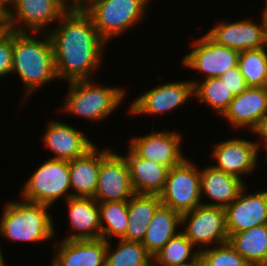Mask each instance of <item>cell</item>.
<instances>
[{
    "mask_svg": "<svg viewBox=\"0 0 267 266\" xmlns=\"http://www.w3.org/2000/svg\"><path fill=\"white\" fill-rule=\"evenodd\" d=\"M6 13L5 3L0 0V18Z\"/></svg>",
    "mask_w": 267,
    "mask_h": 266,
    "instance_id": "cell-40",
    "label": "cell"
},
{
    "mask_svg": "<svg viewBox=\"0 0 267 266\" xmlns=\"http://www.w3.org/2000/svg\"><path fill=\"white\" fill-rule=\"evenodd\" d=\"M190 81L193 84V97L222 116L234 98L226 83L220 77L204 78L202 81L193 78Z\"/></svg>",
    "mask_w": 267,
    "mask_h": 266,
    "instance_id": "cell-27",
    "label": "cell"
},
{
    "mask_svg": "<svg viewBox=\"0 0 267 266\" xmlns=\"http://www.w3.org/2000/svg\"><path fill=\"white\" fill-rule=\"evenodd\" d=\"M0 219V237L11 242H35L54 239L56 229L50 206L21 201H7Z\"/></svg>",
    "mask_w": 267,
    "mask_h": 266,
    "instance_id": "cell-3",
    "label": "cell"
},
{
    "mask_svg": "<svg viewBox=\"0 0 267 266\" xmlns=\"http://www.w3.org/2000/svg\"><path fill=\"white\" fill-rule=\"evenodd\" d=\"M48 34L58 80L68 83L94 79L108 43L97 33L92 18L83 8L69 9Z\"/></svg>",
    "mask_w": 267,
    "mask_h": 266,
    "instance_id": "cell-1",
    "label": "cell"
},
{
    "mask_svg": "<svg viewBox=\"0 0 267 266\" xmlns=\"http://www.w3.org/2000/svg\"><path fill=\"white\" fill-rule=\"evenodd\" d=\"M267 114V87H247L235 95L222 115L232 128L252 132Z\"/></svg>",
    "mask_w": 267,
    "mask_h": 266,
    "instance_id": "cell-17",
    "label": "cell"
},
{
    "mask_svg": "<svg viewBox=\"0 0 267 266\" xmlns=\"http://www.w3.org/2000/svg\"><path fill=\"white\" fill-rule=\"evenodd\" d=\"M255 134L256 136L258 135L259 141H255L256 144L258 145L259 151L262 149H265L267 153V114L263 116V118L259 121L258 125L256 128L252 131V135ZM262 140H261V139Z\"/></svg>",
    "mask_w": 267,
    "mask_h": 266,
    "instance_id": "cell-35",
    "label": "cell"
},
{
    "mask_svg": "<svg viewBox=\"0 0 267 266\" xmlns=\"http://www.w3.org/2000/svg\"><path fill=\"white\" fill-rule=\"evenodd\" d=\"M117 241L115 248L107 242L105 266H153V257L140 242Z\"/></svg>",
    "mask_w": 267,
    "mask_h": 266,
    "instance_id": "cell-29",
    "label": "cell"
},
{
    "mask_svg": "<svg viewBox=\"0 0 267 266\" xmlns=\"http://www.w3.org/2000/svg\"><path fill=\"white\" fill-rule=\"evenodd\" d=\"M151 0H92L83 9L107 43L142 23ZM136 25V26H135Z\"/></svg>",
    "mask_w": 267,
    "mask_h": 266,
    "instance_id": "cell-5",
    "label": "cell"
},
{
    "mask_svg": "<svg viewBox=\"0 0 267 266\" xmlns=\"http://www.w3.org/2000/svg\"><path fill=\"white\" fill-rule=\"evenodd\" d=\"M186 157L176 167L169 169L162 192V205L179 213H185L201 205L200 169Z\"/></svg>",
    "mask_w": 267,
    "mask_h": 266,
    "instance_id": "cell-9",
    "label": "cell"
},
{
    "mask_svg": "<svg viewBox=\"0 0 267 266\" xmlns=\"http://www.w3.org/2000/svg\"><path fill=\"white\" fill-rule=\"evenodd\" d=\"M220 78L226 83L234 96L240 94L248 87L238 66L229 69Z\"/></svg>",
    "mask_w": 267,
    "mask_h": 266,
    "instance_id": "cell-34",
    "label": "cell"
},
{
    "mask_svg": "<svg viewBox=\"0 0 267 266\" xmlns=\"http://www.w3.org/2000/svg\"><path fill=\"white\" fill-rule=\"evenodd\" d=\"M266 2V4H265V6H264V8L262 9L263 11V14H264V16H265V18H266V21H267V0H265Z\"/></svg>",
    "mask_w": 267,
    "mask_h": 266,
    "instance_id": "cell-42",
    "label": "cell"
},
{
    "mask_svg": "<svg viewBox=\"0 0 267 266\" xmlns=\"http://www.w3.org/2000/svg\"><path fill=\"white\" fill-rule=\"evenodd\" d=\"M11 73L19 76L24 85L25 99L35 94L41 86L58 79L53 45L48 33L13 31Z\"/></svg>",
    "mask_w": 267,
    "mask_h": 266,
    "instance_id": "cell-2",
    "label": "cell"
},
{
    "mask_svg": "<svg viewBox=\"0 0 267 266\" xmlns=\"http://www.w3.org/2000/svg\"><path fill=\"white\" fill-rule=\"evenodd\" d=\"M69 9H75V0H61Z\"/></svg>",
    "mask_w": 267,
    "mask_h": 266,
    "instance_id": "cell-39",
    "label": "cell"
},
{
    "mask_svg": "<svg viewBox=\"0 0 267 266\" xmlns=\"http://www.w3.org/2000/svg\"><path fill=\"white\" fill-rule=\"evenodd\" d=\"M267 46L239 53L238 68L248 87H267Z\"/></svg>",
    "mask_w": 267,
    "mask_h": 266,
    "instance_id": "cell-31",
    "label": "cell"
},
{
    "mask_svg": "<svg viewBox=\"0 0 267 266\" xmlns=\"http://www.w3.org/2000/svg\"><path fill=\"white\" fill-rule=\"evenodd\" d=\"M261 23L252 19L235 22L219 21L206 33L217 44L239 52L267 46V21L262 12Z\"/></svg>",
    "mask_w": 267,
    "mask_h": 266,
    "instance_id": "cell-12",
    "label": "cell"
},
{
    "mask_svg": "<svg viewBox=\"0 0 267 266\" xmlns=\"http://www.w3.org/2000/svg\"><path fill=\"white\" fill-rule=\"evenodd\" d=\"M5 8L11 31L34 33H48L69 10L61 0H8Z\"/></svg>",
    "mask_w": 267,
    "mask_h": 266,
    "instance_id": "cell-7",
    "label": "cell"
},
{
    "mask_svg": "<svg viewBox=\"0 0 267 266\" xmlns=\"http://www.w3.org/2000/svg\"><path fill=\"white\" fill-rule=\"evenodd\" d=\"M192 42L193 49L185 54L182 65L205 74V78L220 77L238 65L240 52L217 44L207 34Z\"/></svg>",
    "mask_w": 267,
    "mask_h": 266,
    "instance_id": "cell-10",
    "label": "cell"
},
{
    "mask_svg": "<svg viewBox=\"0 0 267 266\" xmlns=\"http://www.w3.org/2000/svg\"><path fill=\"white\" fill-rule=\"evenodd\" d=\"M177 266H204V264L199 255L195 260L185 263V264L177 265Z\"/></svg>",
    "mask_w": 267,
    "mask_h": 266,
    "instance_id": "cell-37",
    "label": "cell"
},
{
    "mask_svg": "<svg viewBox=\"0 0 267 266\" xmlns=\"http://www.w3.org/2000/svg\"><path fill=\"white\" fill-rule=\"evenodd\" d=\"M199 255L197 247L180 231L153 256V266H177L191 262Z\"/></svg>",
    "mask_w": 267,
    "mask_h": 266,
    "instance_id": "cell-30",
    "label": "cell"
},
{
    "mask_svg": "<svg viewBox=\"0 0 267 266\" xmlns=\"http://www.w3.org/2000/svg\"><path fill=\"white\" fill-rule=\"evenodd\" d=\"M161 204L159 195L135 193L128 200V225L122 239L142 243L148 225Z\"/></svg>",
    "mask_w": 267,
    "mask_h": 266,
    "instance_id": "cell-25",
    "label": "cell"
},
{
    "mask_svg": "<svg viewBox=\"0 0 267 266\" xmlns=\"http://www.w3.org/2000/svg\"><path fill=\"white\" fill-rule=\"evenodd\" d=\"M134 194L125 157L111 150L100 162L93 198L98 203L128 201Z\"/></svg>",
    "mask_w": 267,
    "mask_h": 266,
    "instance_id": "cell-14",
    "label": "cell"
},
{
    "mask_svg": "<svg viewBox=\"0 0 267 266\" xmlns=\"http://www.w3.org/2000/svg\"><path fill=\"white\" fill-rule=\"evenodd\" d=\"M185 226V228H184ZM180 231L200 251L228 242L225 208L199 205L182 213ZM210 245V246H209Z\"/></svg>",
    "mask_w": 267,
    "mask_h": 266,
    "instance_id": "cell-8",
    "label": "cell"
},
{
    "mask_svg": "<svg viewBox=\"0 0 267 266\" xmlns=\"http://www.w3.org/2000/svg\"><path fill=\"white\" fill-rule=\"evenodd\" d=\"M228 243L250 266H267V224L232 233Z\"/></svg>",
    "mask_w": 267,
    "mask_h": 266,
    "instance_id": "cell-26",
    "label": "cell"
},
{
    "mask_svg": "<svg viewBox=\"0 0 267 266\" xmlns=\"http://www.w3.org/2000/svg\"><path fill=\"white\" fill-rule=\"evenodd\" d=\"M101 238L107 242L112 238L122 239L128 225V201L99 203ZM111 239V240H110Z\"/></svg>",
    "mask_w": 267,
    "mask_h": 266,
    "instance_id": "cell-28",
    "label": "cell"
},
{
    "mask_svg": "<svg viewBox=\"0 0 267 266\" xmlns=\"http://www.w3.org/2000/svg\"><path fill=\"white\" fill-rule=\"evenodd\" d=\"M245 185L243 179L216 169L212 164L208 165L200 170V193L201 200L205 195L213 202L201 203L225 208L238 197Z\"/></svg>",
    "mask_w": 267,
    "mask_h": 266,
    "instance_id": "cell-22",
    "label": "cell"
},
{
    "mask_svg": "<svg viewBox=\"0 0 267 266\" xmlns=\"http://www.w3.org/2000/svg\"><path fill=\"white\" fill-rule=\"evenodd\" d=\"M214 145L211 156L216 161V165H212L216 169L240 179L243 177V181L246 175L257 170L255 168L258 166L261 151L255 141L234 137Z\"/></svg>",
    "mask_w": 267,
    "mask_h": 266,
    "instance_id": "cell-15",
    "label": "cell"
},
{
    "mask_svg": "<svg viewBox=\"0 0 267 266\" xmlns=\"http://www.w3.org/2000/svg\"><path fill=\"white\" fill-rule=\"evenodd\" d=\"M11 32L8 16L5 13L0 18V42L3 41Z\"/></svg>",
    "mask_w": 267,
    "mask_h": 266,
    "instance_id": "cell-36",
    "label": "cell"
},
{
    "mask_svg": "<svg viewBox=\"0 0 267 266\" xmlns=\"http://www.w3.org/2000/svg\"><path fill=\"white\" fill-rule=\"evenodd\" d=\"M200 257L204 266H250L228 242L207 247L200 251Z\"/></svg>",
    "mask_w": 267,
    "mask_h": 266,
    "instance_id": "cell-32",
    "label": "cell"
},
{
    "mask_svg": "<svg viewBox=\"0 0 267 266\" xmlns=\"http://www.w3.org/2000/svg\"><path fill=\"white\" fill-rule=\"evenodd\" d=\"M182 135L177 131H151L143 136H133L129 147L141 158L153 160L168 169L176 167L186 156L182 152Z\"/></svg>",
    "mask_w": 267,
    "mask_h": 266,
    "instance_id": "cell-13",
    "label": "cell"
},
{
    "mask_svg": "<svg viewBox=\"0 0 267 266\" xmlns=\"http://www.w3.org/2000/svg\"><path fill=\"white\" fill-rule=\"evenodd\" d=\"M246 187L245 185L238 197L225 207L228 236L267 224V189L249 193Z\"/></svg>",
    "mask_w": 267,
    "mask_h": 266,
    "instance_id": "cell-16",
    "label": "cell"
},
{
    "mask_svg": "<svg viewBox=\"0 0 267 266\" xmlns=\"http://www.w3.org/2000/svg\"><path fill=\"white\" fill-rule=\"evenodd\" d=\"M0 266H7L5 264V258L3 256V252H2V249H0Z\"/></svg>",
    "mask_w": 267,
    "mask_h": 266,
    "instance_id": "cell-41",
    "label": "cell"
},
{
    "mask_svg": "<svg viewBox=\"0 0 267 266\" xmlns=\"http://www.w3.org/2000/svg\"><path fill=\"white\" fill-rule=\"evenodd\" d=\"M59 111L99 122L112 114L126 99V89L94 84L92 79L68 82Z\"/></svg>",
    "mask_w": 267,
    "mask_h": 266,
    "instance_id": "cell-4",
    "label": "cell"
},
{
    "mask_svg": "<svg viewBox=\"0 0 267 266\" xmlns=\"http://www.w3.org/2000/svg\"><path fill=\"white\" fill-rule=\"evenodd\" d=\"M181 216V213L165 205L161 204L157 208L141 243L152 257L180 232Z\"/></svg>",
    "mask_w": 267,
    "mask_h": 266,
    "instance_id": "cell-24",
    "label": "cell"
},
{
    "mask_svg": "<svg viewBox=\"0 0 267 266\" xmlns=\"http://www.w3.org/2000/svg\"><path fill=\"white\" fill-rule=\"evenodd\" d=\"M65 202L71 231L63 240L101 238L99 203L89 197H70Z\"/></svg>",
    "mask_w": 267,
    "mask_h": 266,
    "instance_id": "cell-20",
    "label": "cell"
},
{
    "mask_svg": "<svg viewBox=\"0 0 267 266\" xmlns=\"http://www.w3.org/2000/svg\"><path fill=\"white\" fill-rule=\"evenodd\" d=\"M53 245L55 266H105L107 241L103 238L60 240Z\"/></svg>",
    "mask_w": 267,
    "mask_h": 266,
    "instance_id": "cell-19",
    "label": "cell"
},
{
    "mask_svg": "<svg viewBox=\"0 0 267 266\" xmlns=\"http://www.w3.org/2000/svg\"><path fill=\"white\" fill-rule=\"evenodd\" d=\"M124 157L129 167L133 191L159 195L164 188L169 169L153 160L139 157L130 147Z\"/></svg>",
    "mask_w": 267,
    "mask_h": 266,
    "instance_id": "cell-23",
    "label": "cell"
},
{
    "mask_svg": "<svg viewBox=\"0 0 267 266\" xmlns=\"http://www.w3.org/2000/svg\"><path fill=\"white\" fill-rule=\"evenodd\" d=\"M91 1L92 0H75V9L76 8H84Z\"/></svg>",
    "mask_w": 267,
    "mask_h": 266,
    "instance_id": "cell-38",
    "label": "cell"
},
{
    "mask_svg": "<svg viewBox=\"0 0 267 266\" xmlns=\"http://www.w3.org/2000/svg\"><path fill=\"white\" fill-rule=\"evenodd\" d=\"M42 140L54 154L51 159L68 161L84 155L95 145L80 129L56 120L48 122Z\"/></svg>",
    "mask_w": 267,
    "mask_h": 266,
    "instance_id": "cell-18",
    "label": "cell"
},
{
    "mask_svg": "<svg viewBox=\"0 0 267 266\" xmlns=\"http://www.w3.org/2000/svg\"><path fill=\"white\" fill-rule=\"evenodd\" d=\"M193 96V84L190 79L188 81L162 83L135 98L127 111L135 117L136 115L142 116V114L169 113L180 108L181 105L190 100L189 98H194Z\"/></svg>",
    "mask_w": 267,
    "mask_h": 266,
    "instance_id": "cell-11",
    "label": "cell"
},
{
    "mask_svg": "<svg viewBox=\"0 0 267 266\" xmlns=\"http://www.w3.org/2000/svg\"><path fill=\"white\" fill-rule=\"evenodd\" d=\"M13 31L0 42V78L6 77L12 71Z\"/></svg>",
    "mask_w": 267,
    "mask_h": 266,
    "instance_id": "cell-33",
    "label": "cell"
},
{
    "mask_svg": "<svg viewBox=\"0 0 267 266\" xmlns=\"http://www.w3.org/2000/svg\"><path fill=\"white\" fill-rule=\"evenodd\" d=\"M107 148L94 145L84 155L69 160L71 197H94L100 162L112 150Z\"/></svg>",
    "mask_w": 267,
    "mask_h": 266,
    "instance_id": "cell-21",
    "label": "cell"
},
{
    "mask_svg": "<svg viewBox=\"0 0 267 266\" xmlns=\"http://www.w3.org/2000/svg\"><path fill=\"white\" fill-rule=\"evenodd\" d=\"M21 189L20 199L28 202L51 207L63 196L66 201L71 197L69 161L48 157L29 176Z\"/></svg>",
    "mask_w": 267,
    "mask_h": 266,
    "instance_id": "cell-6",
    "label": "cell"
}]
</instances>
